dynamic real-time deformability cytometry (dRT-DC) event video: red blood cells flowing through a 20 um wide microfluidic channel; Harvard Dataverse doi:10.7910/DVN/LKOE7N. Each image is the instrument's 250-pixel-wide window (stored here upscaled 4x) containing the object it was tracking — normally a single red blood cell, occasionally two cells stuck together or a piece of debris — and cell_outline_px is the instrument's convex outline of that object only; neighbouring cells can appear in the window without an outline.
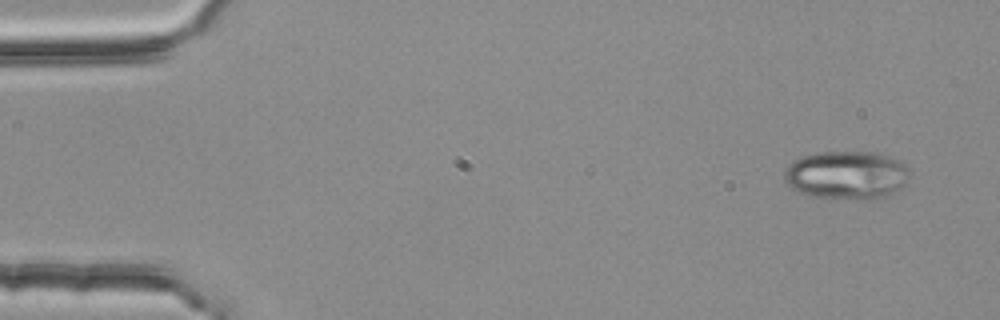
{"species": "common noctule bat (a hibernating species)", "species_latin": "Nyctalus noctula", "temperature_condition": "room temperature", "stored_images_in_passage": 4, "camera_frame_rate_fps": 3000, "um_per_image_px": 0.085, "animal": {"sex": "female", "body_mass_g": 25.1}, "frame": {"image": 1, "passage_image": 1, "time_ms": 0.0, "image_size_px": [1000, 320], "cell_outline_px": [[912, 172], [908, 180], [900, 188], [876, 200], [856, 200], [812, 196], [800, 192], [792, 188], [784, 180], [784, 168], [788, 164], [804, 156], [816, 152], [876, 152], [900, 160]], "centroid_in_image_um": [71.99, 14.89], "position_along_channel_um": 13.0, "area_um2": 35.66}}